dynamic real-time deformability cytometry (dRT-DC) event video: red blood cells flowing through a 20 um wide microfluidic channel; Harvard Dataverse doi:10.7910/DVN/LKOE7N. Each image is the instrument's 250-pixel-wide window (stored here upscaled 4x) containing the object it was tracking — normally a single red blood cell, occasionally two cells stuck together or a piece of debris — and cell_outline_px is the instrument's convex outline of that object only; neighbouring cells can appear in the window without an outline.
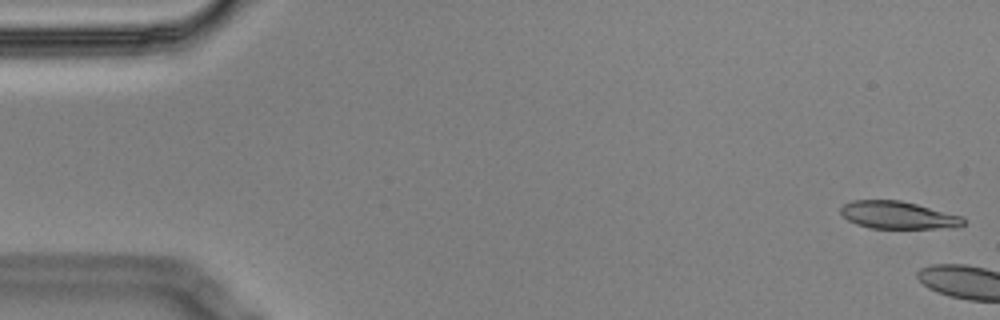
{"species": "Egyptian fruit bat (a non-hibernating species)", "species_latin": "Rousettus aegyptiacus", "temperature_condition": "cold", "stored_images_in_passage": 7, "camera_frame_rate_fps": 3000, "um_per_image_px": 0.085, "animal": {"sex": "male"}, "frame": {"image": 1, "passage_image": 1, "time_ms": 0.0, "image_size_px": [1000, 320], "cell_outline_px": [[964, 224], [956, 228], [872, 228], [856, 224], [848, 220], [840, 212], [840, 208], [844, 204], [852, 200], [900, 200], [964, 216]], "centroid_in_image_um": [76.36, 18.28], "position_along_channel_um": 8.6, "area_um2": 19.71}}
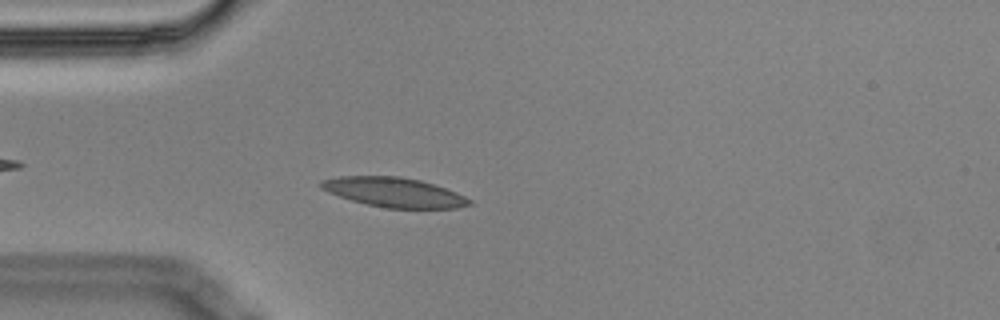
{"frame": {"image": 2, "passage_image": 6, "time_ms": 1.667, "image_size_px": [1000, 320], "cell_outline_px": [[472, 204], [456, 208], [384, 208], [352, 200], [328, 192], [320, 188], [320, 180], [340, 176], [400, 176], [420, 180], [456, 192], [472, 200]], "centroid_in_image_um": [33.48, 16.34], "position_along_channel_um": 51.5, "area_um2": 25.37}}